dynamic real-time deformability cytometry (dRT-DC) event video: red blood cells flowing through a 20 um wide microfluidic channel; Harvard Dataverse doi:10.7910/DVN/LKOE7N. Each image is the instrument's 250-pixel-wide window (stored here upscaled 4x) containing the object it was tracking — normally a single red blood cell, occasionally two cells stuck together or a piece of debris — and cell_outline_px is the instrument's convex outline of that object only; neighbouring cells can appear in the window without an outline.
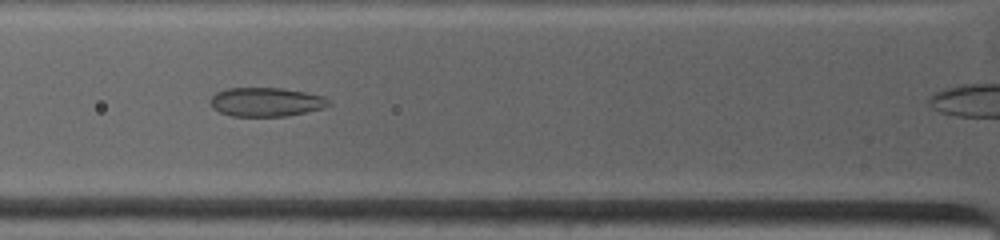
{"species": "common noctule bat (a hibernating species)", "species_latin": "Nyctalus noctula", "temperature_condition": "warm", "stored_images_in_passage": 14, "camera_frame_rate_fps": 4500, "um_per_image_px": 0.085, "animal": {"sex": "female", "body_mass_g": 19.0, "forearm_length_mm": 53.3}, "frame": {"image": 1, "passage_image": 5, "time_ms": 2.444, "image_size_px": [1000, 240], "cell_outline_px": [[332, 104], [324, 108], [288, 116], [232, 116], [220, 112], [212, 108], [212, 96], [216, 92], [228, 88], [280, 88], [304, 92], [324, 96]], "centroid_in_image_um": [22.64, 8.67], "position_along_channel_um": 103.2, "area_um2": 19.88}}
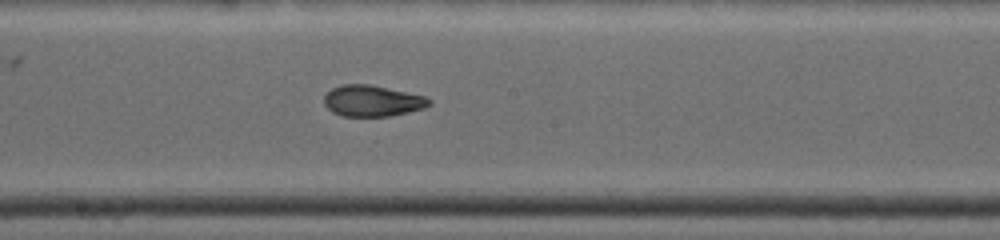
{"frame": {"image": 2, "passage_image": 10, "time_ms": 5.333, "image_size_px": [1000, 240], "cell_outline_px": [[432, 104], [424, 108], [408, 112], [388, 116], [344, 116], [332, 112], [324, 104], [324, 96], [332, 88], [340, 84], [372, 84], [428, 96], [432, 100]], "centroid_in_image_um": [31.69, 8.55], "position_along_channel_um": 216.5, "area_um2": 19.36}}
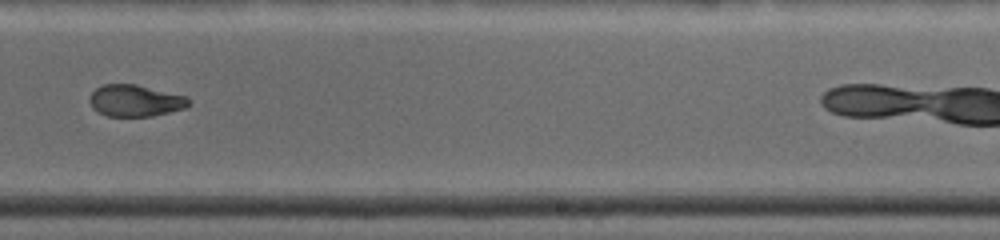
{"frame": {"image": 3, "passage_image": 13, "time_ms": 6.889, "image_size_px": [1000, 240], "cell_outline_px": [[192, 104], [184, 108], [152, 116], [108, 116], [92, 108], [88, 100], [88, 96], [96, 88], [104, 84], [136, 84], [188, 96], [192, 100]], "centroid_in_image_um": [11.52, 8.54], "position_along_channel_um": 277.5, "area_um2": 18.5}}